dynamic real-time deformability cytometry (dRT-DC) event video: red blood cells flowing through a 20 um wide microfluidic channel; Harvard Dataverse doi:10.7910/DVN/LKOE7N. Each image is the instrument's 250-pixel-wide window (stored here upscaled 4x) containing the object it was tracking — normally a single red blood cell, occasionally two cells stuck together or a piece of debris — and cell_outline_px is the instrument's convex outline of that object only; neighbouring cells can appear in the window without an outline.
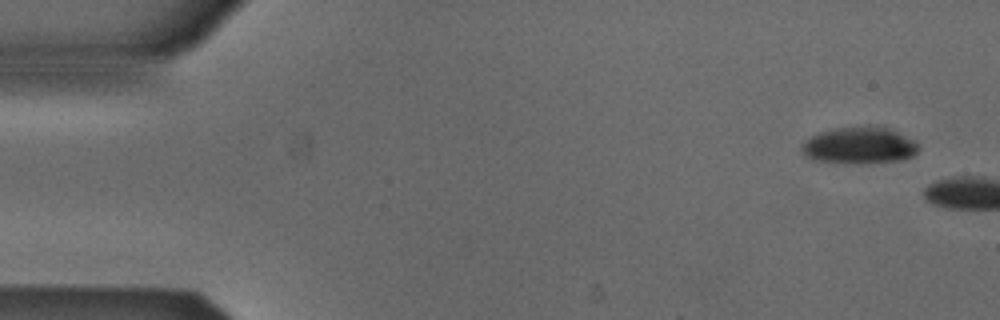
{"species": "Egyptian fruit bat (a non-hibernating species)", "species_latin": "Rousettus aegyptiacus", "temperature_condition": "cold", "stored_images_in_passage": 2, "camera_frame_rate_fps": 3000, "um_per_image_px": 0.085, "animal": {"sex": "male"}, "frame": {"image": 1, "passage_image": 1, "time_ms": 0.0, "image_size_px": [1000, 320], "cell_outline_px": [[920, 148], [912, 156], [904, 160], [868, 164], [840, 164], [812, 160], [804, 156], [800, 148], [812, 136], [820, 132], [836, 128], [888, 128], [916, 140]], "centroid_in_image_um": [73.06, 12.43], "position_along_channel_um": 11.9, "area_um2": 25.09}}